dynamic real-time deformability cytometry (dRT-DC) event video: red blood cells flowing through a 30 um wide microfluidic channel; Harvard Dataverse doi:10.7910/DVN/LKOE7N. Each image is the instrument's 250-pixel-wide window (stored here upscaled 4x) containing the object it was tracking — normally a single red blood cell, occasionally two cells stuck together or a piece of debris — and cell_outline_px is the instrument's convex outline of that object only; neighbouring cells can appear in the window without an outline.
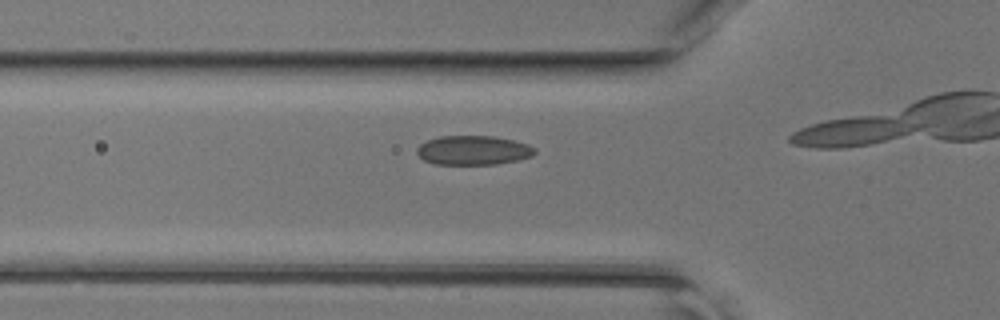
{"species": "common noctule bat (a hibernating species)", "species_latin": "Nyctalus noctula", "temperature_condition": "room temperature", "stored_images_in_passage": 11, "camera_frame_rate_fps": 3000, "um_per_image_px": 0.085, "animal": {"sex": "female", "body_mass_g": 17.0, "forearm_length_mm": 48.0}, "frame": {"image": 1, "passage_image": 8, "time_ms": 2.333, "image_size_px": [1000, 320], "cell_outline_px": [[536, 152], [532, 156], [516, 160], [496, 164], [436, 164], [424, 160], [416, 152], [416, 148], [420, 144], [428, 140], [440, 136], [492, 136], [512, 140], [528, 144], [536, 148]], "centroid_in_image_um": [40.22, 12.77], "position_along_channel_um": 85.6, "area_um2": 20.0}}
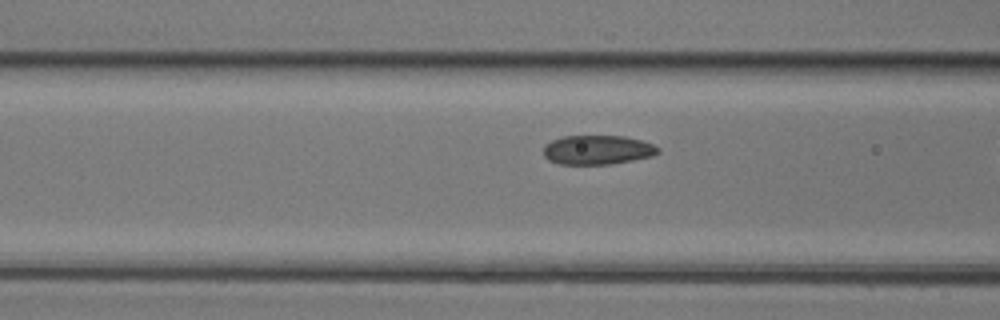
{"frame": {"image": 2, "passage_image": 10, "time_ms": 3.0, "image_size_px": [1000, 320], "cell_outline_px": [[660, 152], [652, 156], [612, 164], [556, 164], [548, 160], [544, 156], [544, 144], [560, 136], [624, 136], [640, 140], [652, 144], [660, 148]], "centroid_in_image_um": [50.76, 12.74], "position_along_channel_um": 115.8, "area_um2": 19.65}}